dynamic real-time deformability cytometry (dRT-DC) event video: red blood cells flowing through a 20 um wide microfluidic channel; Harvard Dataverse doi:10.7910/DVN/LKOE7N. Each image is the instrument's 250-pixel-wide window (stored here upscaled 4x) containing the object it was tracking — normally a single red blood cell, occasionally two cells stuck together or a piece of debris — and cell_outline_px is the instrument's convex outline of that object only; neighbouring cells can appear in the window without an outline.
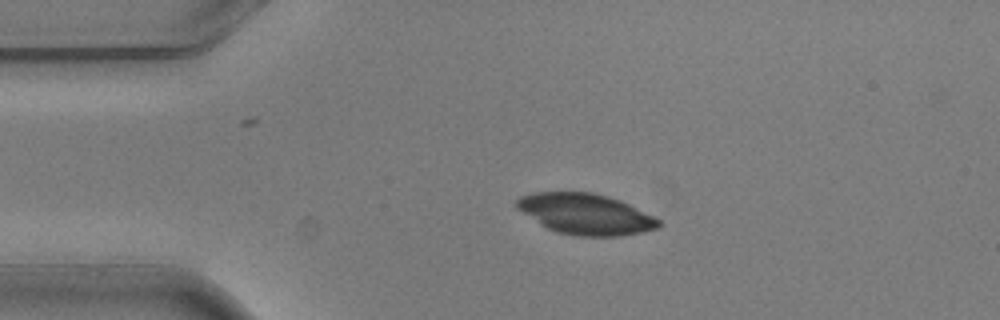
{"species": "common noctule bat (a hibernating species)", "species_latin": "Nyctalus noctula", "temperature_condition": "warm", "stored_images_in_passage": 5, "camera_frame_rate_fps": 3000, "um_per_image_px": 0.085, "animal": {"sex": "male", "body_mass_g": 20.5, "forearm_length_mm": 52.5}, "frame": {"image": 1, "passage_image": 4, "time_ms": 1.0, "image_size_px": [1000, 320], "cell_outline_px": [[660, 228], [620, 236], [580, 236], [556, 232], [548, 228], [516, 208], [516, 200], [520, 196], [532, 192], [592, 192], [620, 200], [660, 220]], "centroid_in_image_um": [49.76, 18.19], "position_along_channel_um": 35.2, "area_um2": 33.41}}